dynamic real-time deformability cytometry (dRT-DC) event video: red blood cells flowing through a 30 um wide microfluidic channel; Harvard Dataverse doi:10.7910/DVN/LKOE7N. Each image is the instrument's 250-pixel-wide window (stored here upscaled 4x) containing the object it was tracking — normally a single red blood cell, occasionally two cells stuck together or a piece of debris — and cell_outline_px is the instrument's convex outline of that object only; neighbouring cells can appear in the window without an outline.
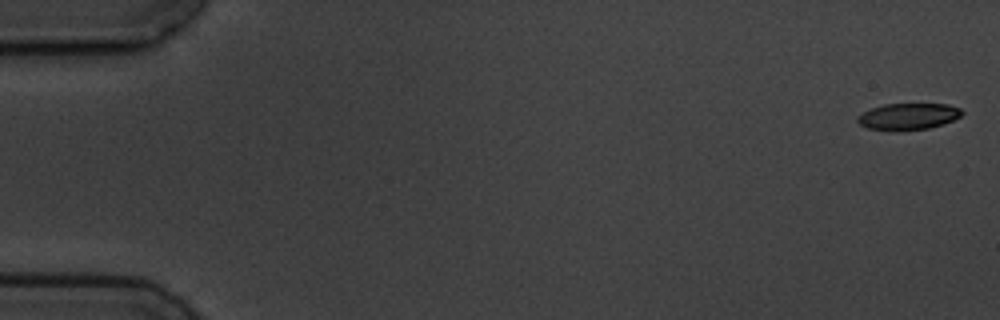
{"species": "common noctule bat (a hibernating species)", "species_latin": "Nyctalus noctula", "temperature_condition": "cold", "stored_images_in_passage": 10, "camera_frame_rate_fps": 3000, "um_per_image_px": 0.085, "animal": {"sex": "male", "body_mass_g": 19.5, "forearm_length_mm": 54.6}, "frame": {"image": 1, "passage_image": 1, "time_ms": 0.0, "image_size_px": [1000, 320], "cell_outline_px": [[964, 112], [960, 116], [944, 124], [928, 128], [896, 132], [888, 132], [868, 128], [860, 124], [856, 120], [856, 116], [872, 108], [884, 104], [948, 104], [960, 108]], "centroid_in_image_um": [77.17, 9.92], "position_along_channel_um": 7.8, "area_um2": 16.42}}
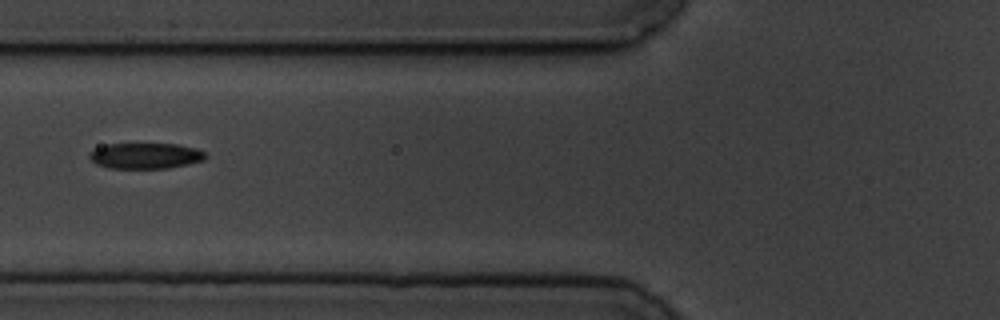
{"frame": {"image": 2, "passage_image": 6, "time_ms": 7.0, "image_size_px": [1000, 320], "cell_outline_px": [[208, 156], [204, 160], [188, 164], [168, 168], [108, 168], [96, 164], [88, 156], [88, 152], [96, 148], [108, 144], [176, 144], [196, 148], [204, 152]], "centroid_in_image_um": [12.36, 13.24], "position_along_channel_um": 113.4, "area_um2": 17.46}}
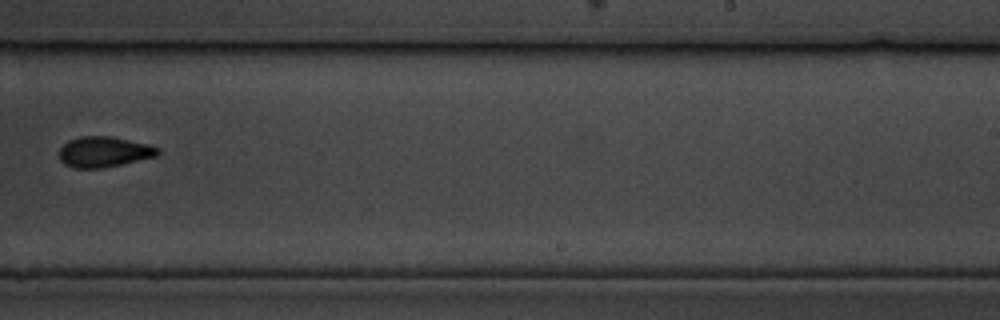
{"frame": {"image": 3, "passage_image": 10, "time_ms": 11.667, "image_size_px": [1000, 320], "cell_outline_px": [[160, 152], [156, 156], [104, 168], [72, 168], [64, 164], [60, 160], [60, 148], [68, 140], [80, 136], [112, 136], [148, 144], [160, 148]], "centroid_in_image_um": [8.83, 12.9], "position_along_channel_um": 280.2, "area_um2": 17.63}}